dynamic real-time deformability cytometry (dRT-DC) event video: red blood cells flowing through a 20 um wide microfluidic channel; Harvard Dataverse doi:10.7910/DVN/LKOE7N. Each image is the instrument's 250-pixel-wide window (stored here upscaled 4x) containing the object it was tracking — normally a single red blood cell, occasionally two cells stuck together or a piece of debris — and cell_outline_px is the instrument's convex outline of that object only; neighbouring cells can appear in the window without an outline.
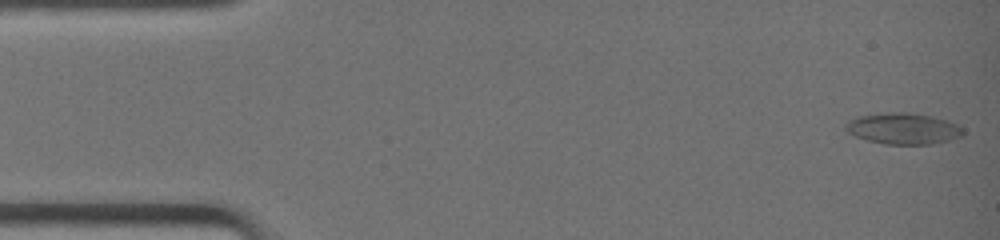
{"species": "common noctule bat (a hibernating species)", "species_latin": "Nyctalus noctula", "temperature_condition": "warm", "stored_images_in_passage": 26, "camera_frame_rate_fps": 3000, "um_per_image_px": 0.085, "animal": {"sex": "female", "body_mass_g": 19.0, "forearm_length_mm": 51.5}, "frame": {"image": 1, "passage_image": 1, "time_ms": 0.0, "image_size_px": [1000, 240], "cell_outline_px": [[964, 132], [960, 136], [948, 140], [932, 144], [884, 144], [868, 140], [856, 136], [848, 132], [844, 128], [844, 124], [848, 120], [856, 116], [892, 112], [904, 112], [932, 116], [948, 120], [964, 128]], "centroid_in_image_um": [76.75, 10.92], "position_along_channel_um": 8.2, "area_um2": 21.33}}
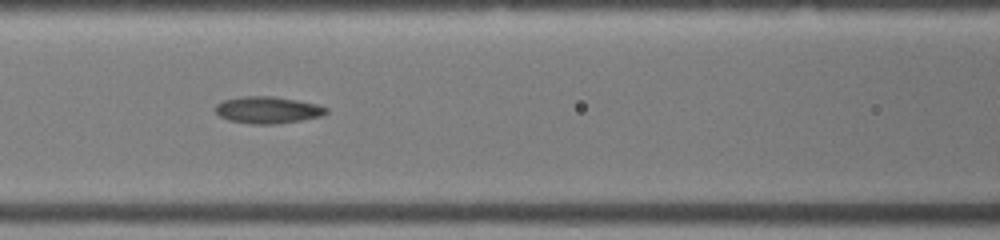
{"frame": {"image": 2, "passage_image": 18, "time_ms": 5.667, "image_size_px": [1000, 240], "cell_outline_px": [[328, 112], [324, 116], [276, 124], [252, 124], [228, 120], [220, 116], [216, 112], [216, 104], [224, 100], [240, 96], [276, 96], [316, 104], [328, 108]], "centroid_in_image_um": [22.77, 9.34], "position_along_channel_um": 143.8, "area_um2": 17.4}}
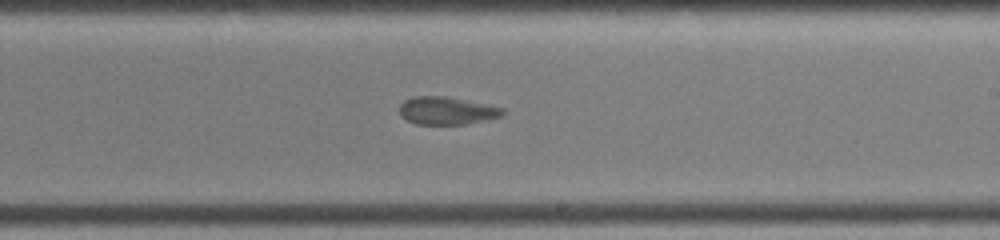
{"frame": {"image": 3, "passage_image": 25, "time_ms": 8.0, "image_size_px": [1000, 240], "cell_outline_px": [[504, 112], [500, 116], [468, 124], [416, 124], [400, 116], [400, 104], [404, 100], [412, 96], [448, 96], [504, 108]], "centroid_in_image_um": [37.94, 9.4], "position_along_channel_um": 251.1, "area_um2": 16.65}}